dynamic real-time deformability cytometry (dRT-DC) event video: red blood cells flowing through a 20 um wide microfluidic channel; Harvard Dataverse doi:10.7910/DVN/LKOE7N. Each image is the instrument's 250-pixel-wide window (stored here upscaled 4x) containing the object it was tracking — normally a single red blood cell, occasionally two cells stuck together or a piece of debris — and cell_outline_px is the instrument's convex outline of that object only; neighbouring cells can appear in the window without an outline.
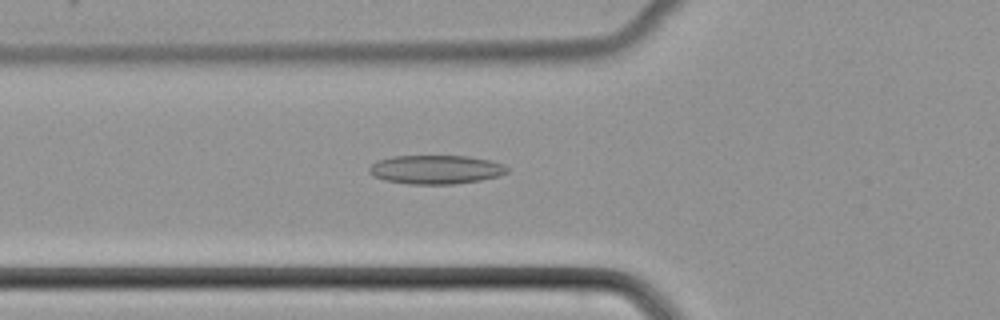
{"species": "common noctule bat (a hibernating species)", "species_latin": "Nyctalus noctula", "temperature_condition": "cold", "stored_images_in_passage": 51, "camera_frame_rate_fps": 3000, "um_per_image_px": 0.085, "animal": {"sex": "female", "body_mass_g": 22.7, "forearm_length_mm": 54.2}, "frame": {"image": 1, "passage_image": 19, "time_ms": 6.0, "image_size_px": [1000, 320], "cell_outline_px": [[508, 172], [496, 176], [480, 180], [452, 184], [408, 184], [384, 180], [372, 176], [368, 172], [368, 168], [376, 160], [392, 156], [468, 156], [488, 160], [504, 164], [508, 168]], "centroid_in_image_um": [36.99, 14.41], "position_along_channel_um": 88.8, "area_um2": 23.24}}
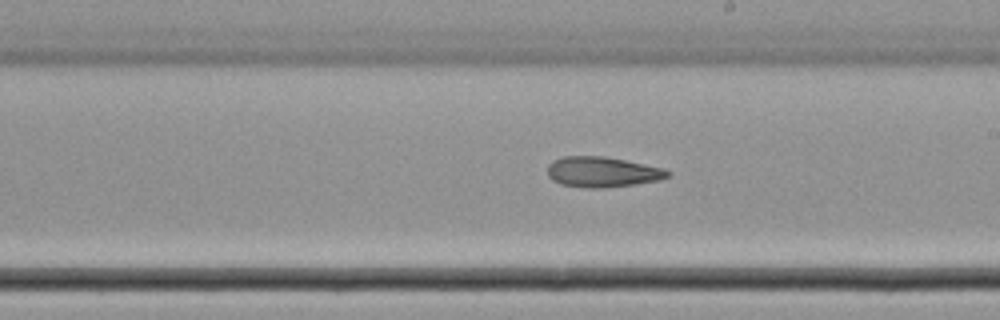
{"frame": {"image": 2, "passage_image": 30, "time_ms": 9.667, "image_size_px": [1000, 320], "cell_outline_px": [[672, 172], [668, 176], [660, 180], [636, 184], [608, 188], [584, 188], [560, 184], [552, 180], [548, 176], [548, 164], [552, 160], [564, 156], [604, 156], [664, 168]], "centroid_in_image_um": [51.18, 14.62], "position_along_channel_um": 237.8, "area_um2": 21.5}}
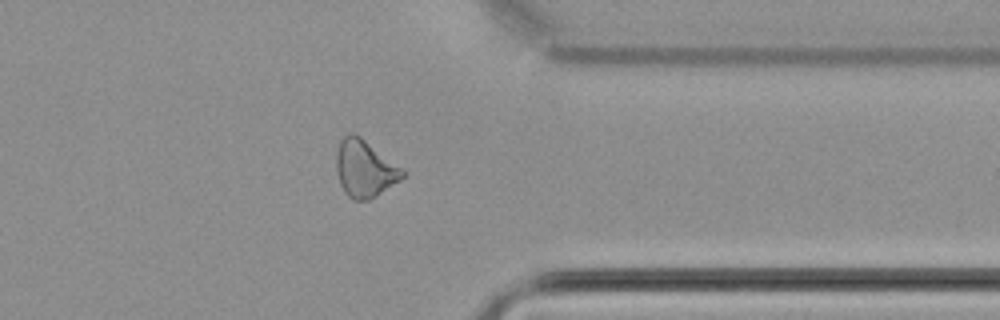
{"frame": {"image": 3, "passage_image": 41, "time_ms": 13.333, "image_size_px": [1000, 320], "cell_outline_px": [[404, 176], [400, 180], [376, 196], [368, 200], [352, 200], [344, 192], [340, 184], [336, 172], [336, 152], [340, 140], [348, 132], [356, 132], [404, 168]], "centroid_in_image_um": [30.99, 14.3], "position_along_channel_um": 380.4, "area_um2": 22.48}}